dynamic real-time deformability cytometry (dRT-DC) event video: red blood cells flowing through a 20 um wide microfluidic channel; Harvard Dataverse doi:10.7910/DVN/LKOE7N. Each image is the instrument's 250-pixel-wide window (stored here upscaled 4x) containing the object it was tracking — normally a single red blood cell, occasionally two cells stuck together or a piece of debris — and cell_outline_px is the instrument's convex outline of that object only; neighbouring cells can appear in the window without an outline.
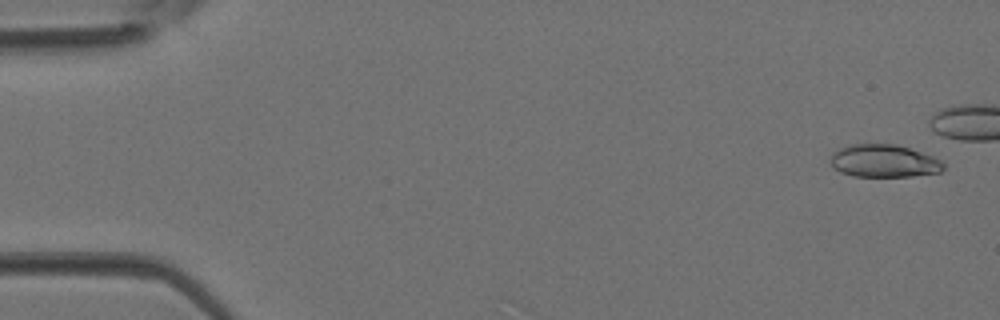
{"species": "Egyptian fruit bat (a non-hibernating species)", "species_latin": "Rousettus aegyptiacus", "temperature_condition": "room temperature", "stored_images_in_passage": 5, "camera_frame_rate_fps": 3000, "um_per_image_px": 0.085, "animal": {"sex": "female"}, "frame": {"image": 1, "passage_image": 1, "time_ms": 0.0, "image_size_px": [1000, 320], "cell_outline_px": [[944, 168], [940, 172], [912, 176], [852, 176], [840, 172], [832, 164], [832, 156], [840, 148], [852, 144], [896, 144], [932, 156], [940, 160], [944, 164]], "centroid_in_image_um": [75.16, 13.69], "position_along_channel_um": 9.8, "area_um2": 21.15}}